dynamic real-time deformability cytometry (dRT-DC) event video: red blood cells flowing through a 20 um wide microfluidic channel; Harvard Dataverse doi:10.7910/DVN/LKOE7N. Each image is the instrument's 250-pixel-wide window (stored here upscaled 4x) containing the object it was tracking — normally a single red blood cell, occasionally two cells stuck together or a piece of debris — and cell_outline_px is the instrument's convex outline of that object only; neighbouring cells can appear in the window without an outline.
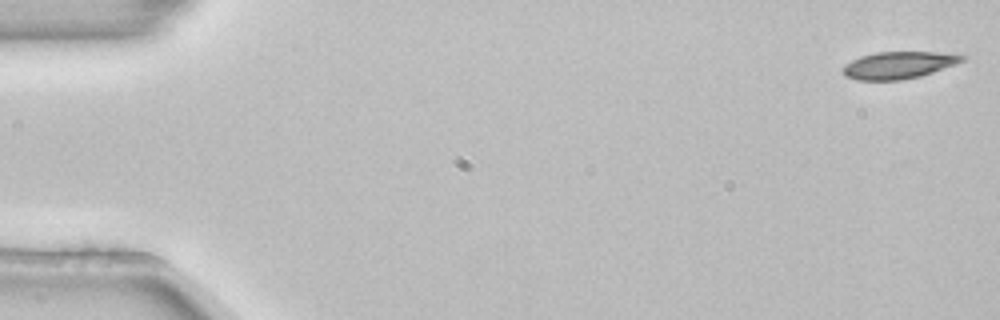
{"species": "common noctule bat (a hibernating species)", "species_latin": "Nyctalus noctula", "temperature_condition": "room temperature", "stored_images_in_passage": 4, "camera_frame_rate_fps": 3000, "um_per_image_px": 0.085, "animal": {"sex": "female", "body_mass_g": 22.7, "forearm_length_mm": 54.2}, "frame": {"image": 1, "passage_image": 1, "time_ms": 0.0, "image_size_px": [1000, 320], "cell_outline_px": [[968, 56], [964, 60], [956, 64], [920, 76], [900, 80], [856, 80], [844, 76], [840, 68], [844, 64], [860, 56], [876, 52], [936, 52]], "centroid_in_image_um": [76.32, 5.54], "position_along_channel_um": 8.7, "area_um2": 18.9}}
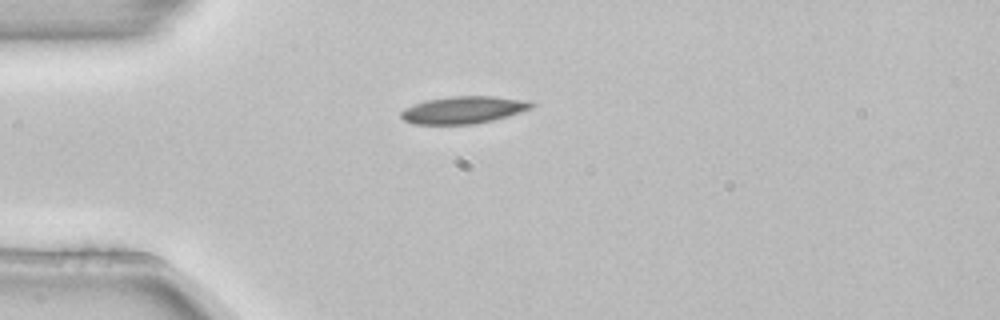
{"frame": {"image": 2, "passage_image": 3, "time_ms": 0.667, "image_size_px": [1000, 320], "cell_outline_px": [[536, 104], [532, 108], [520, 112], [492, 120], [472, 124], [412, 124], [404, 120], [400, 116], [400, 112], [404, 108], [428, 100], [452, 96], [492, 96], [528, 100]], "centroid_in_image_um": [39.4, 9.34], "position_along_channel_um": 45.6, "area_um2": 20.58}}
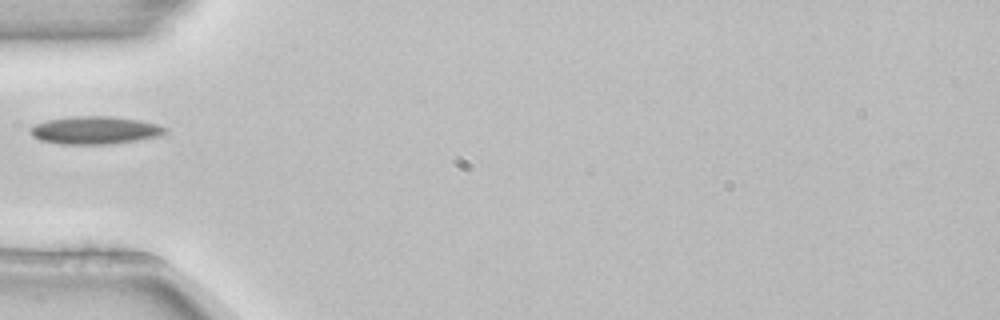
{"frame": {"image": 3, "passage_image": 4, "time_ms": 1.0, "image_size_px": [1000, 320], "cell_outline_px": [[168, 128], [160, 136], [136, 140], [108, 144], [60, 144], [40, 140], [32, 136], [32, 128], [36, 124], [48, 120], [72, 116], [112, 116], [136, 120], [156, 124]], "centroid_in_image_um": [8.07, 11.07], "position_along_channel_um": 76.9, "area_um2": 21.5}}